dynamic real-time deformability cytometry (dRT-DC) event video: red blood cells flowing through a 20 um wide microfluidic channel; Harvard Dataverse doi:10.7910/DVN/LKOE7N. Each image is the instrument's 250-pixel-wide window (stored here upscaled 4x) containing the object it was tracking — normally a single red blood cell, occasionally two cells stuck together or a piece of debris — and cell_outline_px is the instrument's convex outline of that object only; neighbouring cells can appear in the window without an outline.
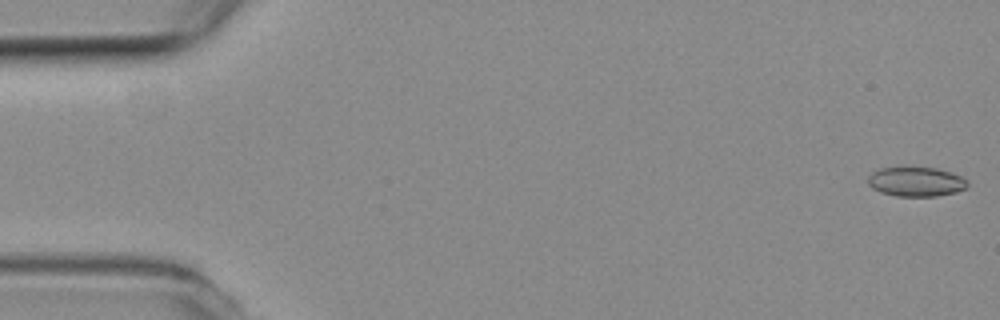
{"species": "common noctule bat (a hibernating species)", "species_latin": "Nyctalus noctula", "temperature_condition": "room temperature", "stored_images_in_passage": 53, "camera_frame_rate_fps": 3000, "um_per_image_px": 0.085, "animal": {"sex": "female", "body_mass_g": 19.3, "forearm_length_mm": 54.1}, "frame": {"image": 1, "passage_image": 1, "time_ms": 0.0, "image_size_px": [1000, 320], "cell_outline_px": [[968, 188], [956, 192], [936, 196], [896, 196], [880, 192], [872, 188], [868, 184], [868, 176], [872, 172], [880, 168], [904, 164], [936, 168], [960, 176], [968, 184]], "centroid_in_image_um": [77.8, 15.4], "position_along_channel_um": 7.2, "area_um2": 17.69}}
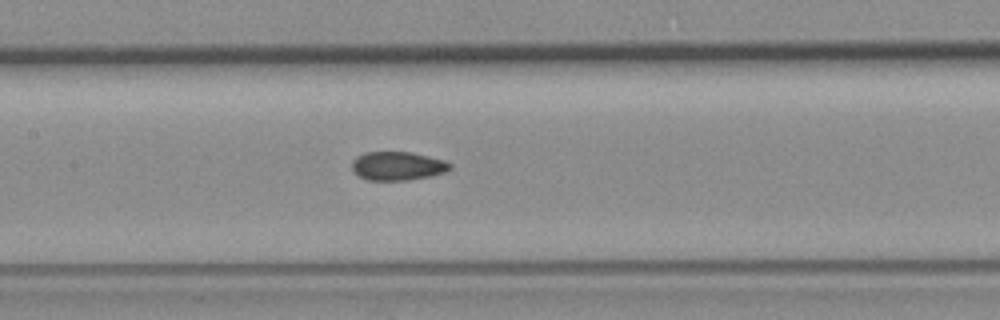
{"frame": {"image": 2, "passage_image": 25, "time_ms": 8.0, "image_size_px": [1000, 320], "cell_outline_px": [[452, 168], [444, 172], [432, 176], [408, 180], [368, 180], [352, 172], [352, 160], [356, 156], [364, 152], [412, 152], [444, 160], [452, 164]], "centroid_in_image_um": [33.78, 14.1], "position_along_channel_um": 173.6, "area_um2": 16.53}}
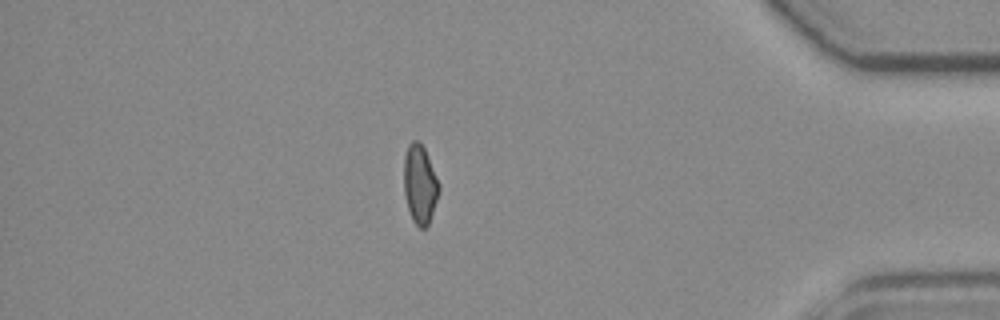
{"frame": {"image": 3, "passage_image": 46, "time_ms": 15.0, "image_size_px": [1000, 320], "cell_outline_px": [[440, 188], [428, 224], [424, 228], [420, 228], [412, 220], [408, 208], [404, 192], [404, 156], [408, 144], [412, 140], [416, 140], [424, 148], [440, 184]], "centroid_in_image_um": [35.67, 15.65], "position_along_channel_um": 399.5, "area_um2": 15.9}, "authors_computed_cell_mechanics": {"area_um2": 16.8198, "velocity_mm_per_s": 3.8336, "shape_relaxation_time_tau1_ms": null, "shape_relaxation_time_tau2_ms": 1.7469, "deformation_change_tau1": null, "deformation_change_tau2": 0.0694}}